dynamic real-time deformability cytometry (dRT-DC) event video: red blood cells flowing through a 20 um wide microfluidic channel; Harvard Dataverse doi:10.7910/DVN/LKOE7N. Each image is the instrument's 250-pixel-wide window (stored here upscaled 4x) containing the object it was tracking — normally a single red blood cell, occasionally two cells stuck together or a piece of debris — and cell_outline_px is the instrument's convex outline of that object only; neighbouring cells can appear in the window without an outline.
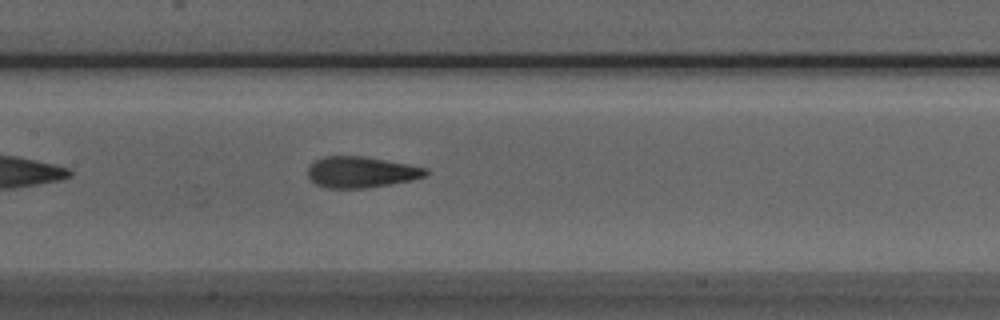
{"species": "Egyptian fruit bat (a non-hibernating species)", "species_latin": "Rousettus aegyptiacus", "temperature_condition": "room temperature", "stored_images_in_passage": 30, "camera_frame_rate_fps": 3000, "um_per_image_px": 0.085, "animal": {"sex": "male"}, "frame": {"image": 1, "passage_image": 12, "time_ms": 3.667, "image_size_px": [1000, 320], "cell_outline_px": [[428, 172], [424, 176], [408, 180], [388, 184], [364, 188], [328, 188], [316, 184], [308, 176], [308, 164], [324, 156], [364, 156], [408, 164], [428, 168]], "centroid_in_image_um": [30.65, 14.61], "position_along_channel_um": 176.7, "area_um2": 21.15}}
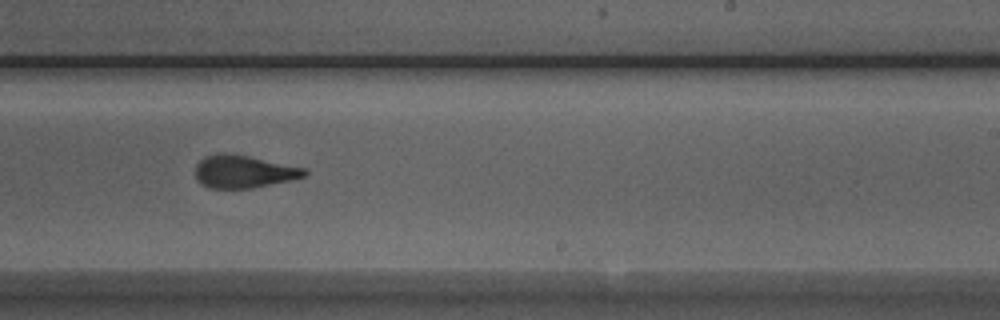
{"frame": {"image": 2, "passage_image": 19, "time_ms": 6.0, "image_size_px": [1000, 320], "cell_outline_px": [[308, 172], [304, 176], [292, 180], [252, 188], [208, 188], [200, 184], [196, 180], [196, 164], [204, 156], [216, 152], [232, 152], [304, 168]], "centroid_in_image_um": [20.65, 14.57], "position_along_channel_um": 268.3, "area_um2": 21.1}}
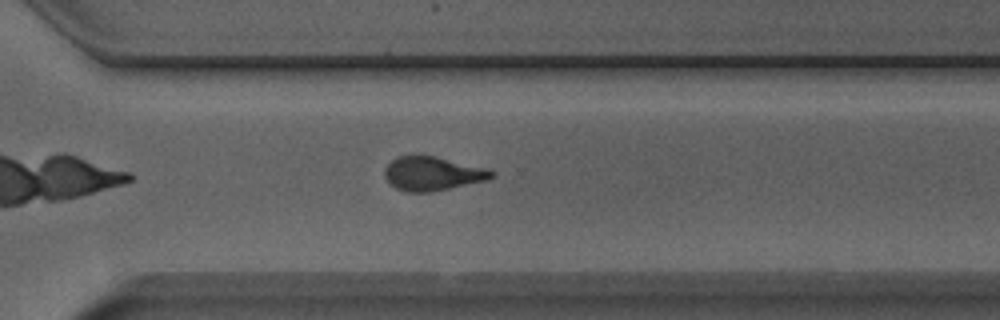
{"frame": {"image": 3, "passage_image": 24, "time_ms": 7.667, "image_size_px": [1000, 320], "cell_outline_px": [[496, 176], [488, 180], [432, 192], [404, 192], [396, 188], [384, 176], [384, 168], [396, 156], [436, 156], [488, 168], [496, 172]], "centroid_in_image_um": [36.81, 14.76], "position_along_channel_um": 333.8, "area_um2": 21.33}}